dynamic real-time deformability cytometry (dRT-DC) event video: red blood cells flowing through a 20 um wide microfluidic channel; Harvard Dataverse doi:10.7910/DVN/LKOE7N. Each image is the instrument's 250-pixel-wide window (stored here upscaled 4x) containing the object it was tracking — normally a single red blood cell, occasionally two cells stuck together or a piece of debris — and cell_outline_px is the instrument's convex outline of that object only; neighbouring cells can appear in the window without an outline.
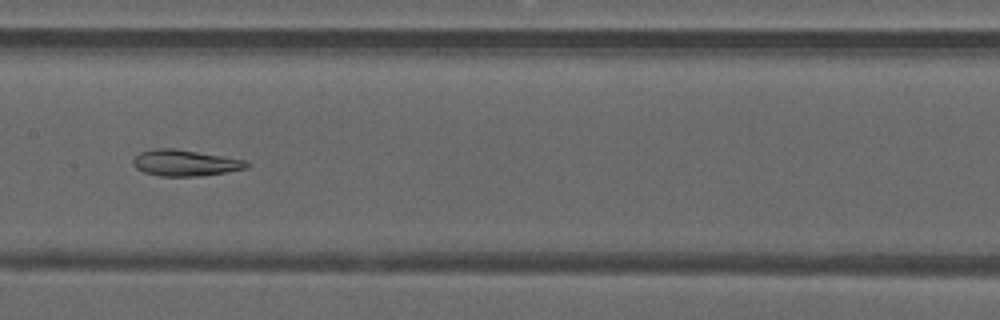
{"species": "common noctule bat (a hibernating species)", "species_latin": "Nyctalus noctula", "temperature_condition": "warm", "stored_images_in_passage": 49, "camera_frame_rate_fps": 3000, "um_per_image_px": 0.085, "animal": {"sex": "male", "forearm_length_mm": 52.5}, "frame": {"image": 1, "passage_image": 25, "time_ms": 8.0, "image_size_px": [1000, 320], "cell_outline_px": [[252, 164], [248, 168], [224, 172], [196, 176], [160, 176], [144, 172], [136, 168], [132, 164], [132, 160], [140, 152], [156, 148], [172, 148], [248, 160]], "centroid_in_image_um": [15.75, 13.84], "position_along_channel_um": 191.6, "area_um2": 17.28}}
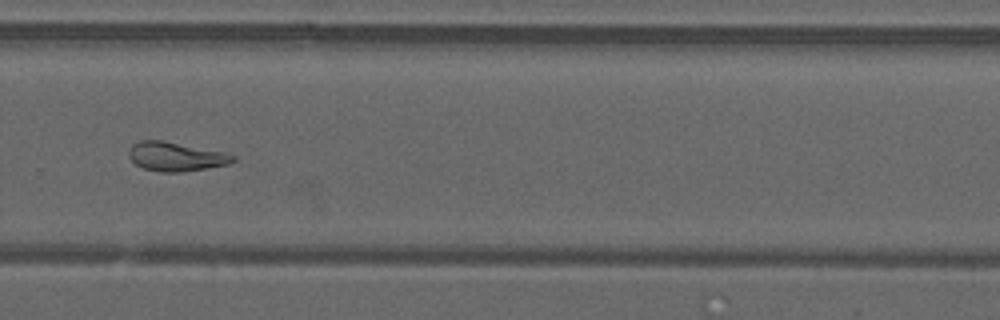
{"frame": {"image": 2, "passage_image": 34, "time_ms": 11.0, "image_size_px": [1000, 320], "cell_outline_px": [[236, 160], [228, 164], [180, 172], [160, 172], [144, 168], [136, 164], [128, 156], [128, 152], [132, 144], [140, 140], [160, 140], [224, 152], [236, 156]], "centroid_in_image_um": [14.92, 13.3], "position_along_channel_um": 314.9, "area_um2": 17.4}}
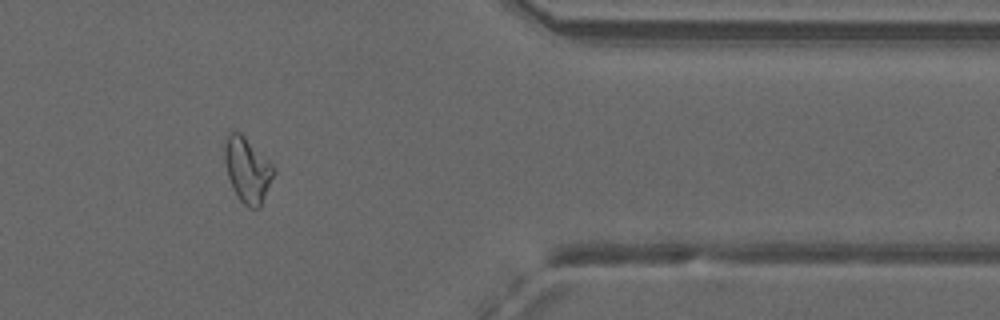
{"frame": {"image": 3, "passage_image": 41, "time_ms": 13.333, "image_size_px": [1000, 320], "cell_outline_px": [[276, 172], [260, 208], [248, 208], [236, 196], [228, 176], [224, 160], [224, 144], [228, 132], [240, 132], [276, 168]], "centroid_in_image_um": [21.03, 14.46], "position_along_channel_um": 390.4, "area_um2": 18.67}, "authors_computed_cell_mechanics": {"area_um2": 20.1722, "velocity_mm_per_s": 4.1218, "shape_relaxation_time_tau1_ms": null, "shape_relaxation_time_tau2_ms": 4.6911, "deformation_change_tau1": null, "deformation_change_tau2": 0.1281}}